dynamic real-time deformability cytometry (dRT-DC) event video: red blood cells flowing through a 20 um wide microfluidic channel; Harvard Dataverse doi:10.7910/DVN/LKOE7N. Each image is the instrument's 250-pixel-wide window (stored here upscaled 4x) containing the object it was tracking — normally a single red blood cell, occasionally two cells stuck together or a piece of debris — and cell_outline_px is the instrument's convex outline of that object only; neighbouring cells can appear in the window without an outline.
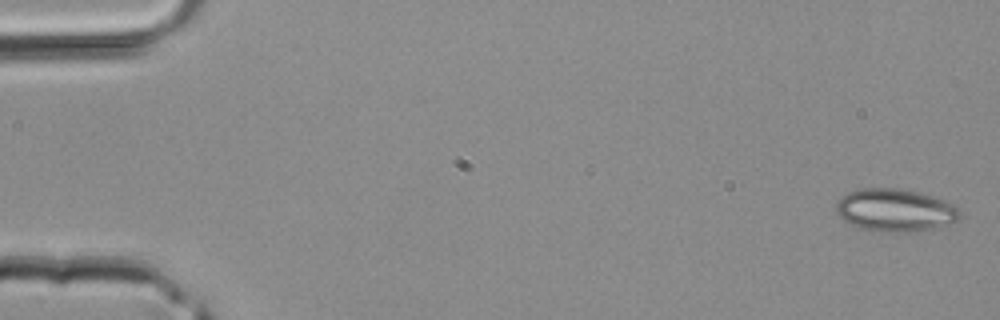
{"species": "common noctule bat (a hibernating species)", "species_latin": "Nyctalus noctula", "temperature_condition": "room temperature", "stored_images_in_passage": 11, "camera_frame_rate_fps": 3000, "um_per_image_px": 0.085, "animal": {"sex": "male", "body_mass_g": 20.4}, "frame": {"image": 1, "passage_image": 1, "time_ms": 0.0, "image_size_px": [1000, 320], "cell_outline_px": [[964, 216], [948, 224], [916, 232], [888, 232], [864, 228], [848, 224], [836, 212], [836, 200], [840, 196], [848, 192], [860, 188], [896, 188], [920, 192], [944, 200], [956, 208]], "centroid_in_image_um": [76.06, 17.86], "position_along_channel_um": 8.9, "area_um2": 30.81}}